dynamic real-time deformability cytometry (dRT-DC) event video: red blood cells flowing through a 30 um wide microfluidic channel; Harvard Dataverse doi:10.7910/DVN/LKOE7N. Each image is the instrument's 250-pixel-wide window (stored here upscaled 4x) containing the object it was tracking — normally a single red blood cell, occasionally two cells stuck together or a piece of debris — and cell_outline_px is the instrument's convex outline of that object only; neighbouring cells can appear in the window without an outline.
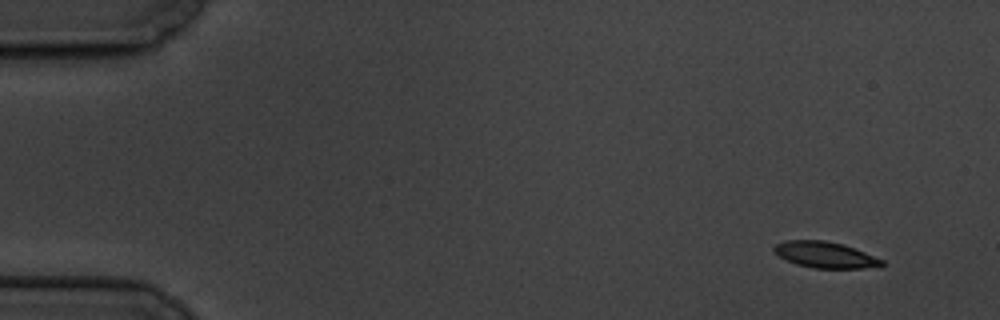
{"species": "common noctule bat (a hibernating species)", "species_latin": "Nyctalus noctula", "temperature_condition": "cold", "stored_images_in_passage": 6, "camera_frame_rate_fps": 3000, "um_per_image_px": 0.085, "animal": {"sex": "male", "body_mass_g": 19.5, "forearm_length_mm": 54.6}, "frame": {"image": 1, "passage_image": 1, "time_ms": 0.0, "image_size_px": [1000, 320], "cell_outline_px": [[884, 264], [880, 268], [812, 268], [796, 264], [780, 256], [772, 248], [776, 244], [788, 240], [824, 240], [844, 244], [884, 260]], "centroid_in_image_um": [70.2, 21.66], "position_along_channel_um": 14.8, "area_um2": 16.42}}
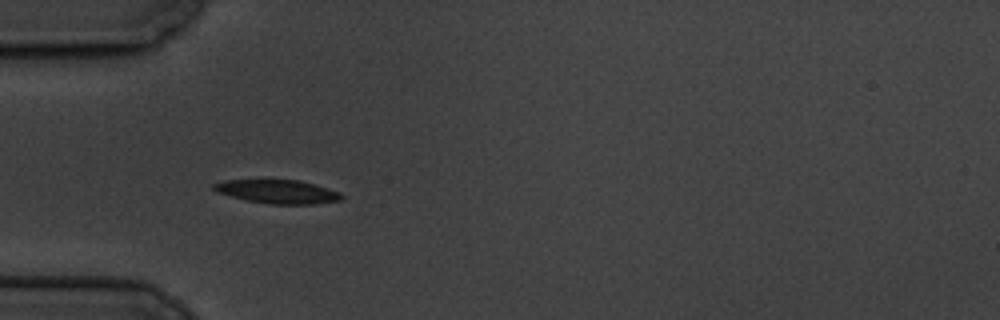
{"frame": {"image": 2, "passage_image": 5, "time_ms": 4.667, "image_size_px": [1000, 320], "cell_outline_px": [[344, 196], [340, 200], [312, 204], [268, 204], [248, 200], [216, 192], [212, 188], [212, 184], [224, 180], [300, 180], [340, 192]], "centroid_in_image_um": [23.58, 16.28], "position_along_channel_um": 61.4, "area_um2": 17.46}}
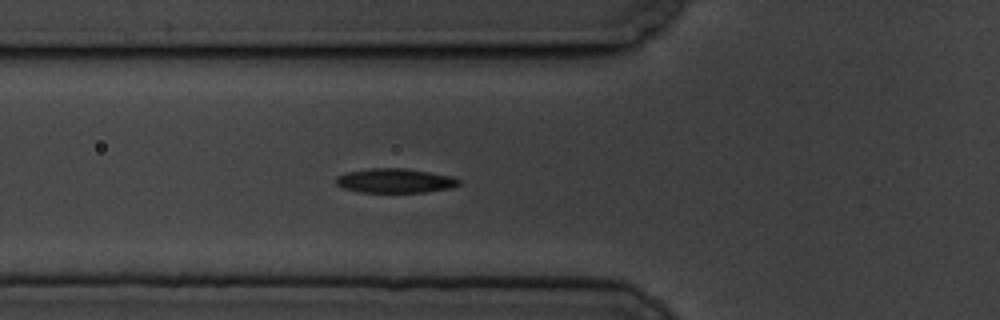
{"frame": {"image": 3, "passage_image": 6, "time_ms": 5.667, "image_size_px": [1000, 320], "cell_outline_px": [[460, 184], [452, 188], [424, 192], [360, 192], [344, 188], [336, 184], [336, 176], [348, 172], [368, 168], [404, 168], [452, 176], [460, 180]], "centroid_in_image_um": [33.58, 15.36], "position_along_channel_um": 92.2, "area_um2": 17.4}}